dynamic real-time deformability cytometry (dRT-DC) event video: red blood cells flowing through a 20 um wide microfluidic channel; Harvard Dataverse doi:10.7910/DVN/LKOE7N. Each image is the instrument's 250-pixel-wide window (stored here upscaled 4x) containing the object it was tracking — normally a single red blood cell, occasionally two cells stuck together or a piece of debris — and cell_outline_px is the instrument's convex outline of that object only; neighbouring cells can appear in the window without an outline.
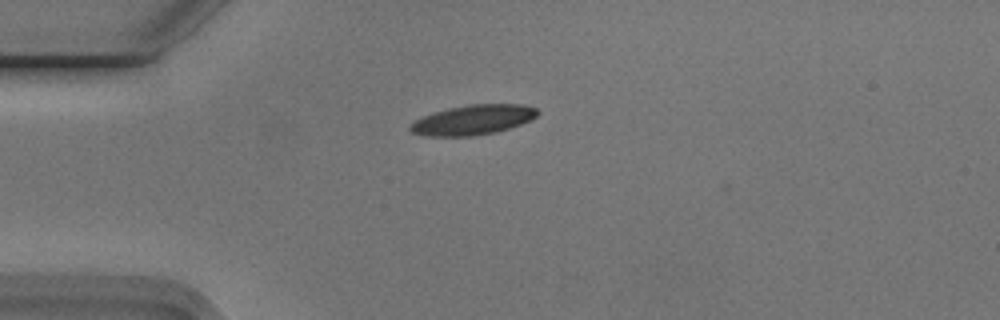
{"species": "Egyptian fruit bat (a non-hibernating species)", "species_latin": "Rousettus aegyptiacus", "temperature_condition": "cold", "stored_images_in_passage": 6, "camera_frame_rate_fps": 3000, "um_per_image_px": 0.085, "animal": {"sex": "male"}, "frame": {"image": 1, "passage_image": 4, "time_ms": 1.0, "image_size_px": [1000, 320], "cell_outline_px": [[540, 112], [536, 116], [520, 124], [496, 132], [472, 136], [428, 136], [412, 132], [408, 128], [416, 120], [424, 116], [448, 108], [468, 104], [524, 104], [536, 108]], "centroid_in_image_um": [40.23, 10.18], "position_along_channel_um": 44.8, "area_um2": 21.91}}